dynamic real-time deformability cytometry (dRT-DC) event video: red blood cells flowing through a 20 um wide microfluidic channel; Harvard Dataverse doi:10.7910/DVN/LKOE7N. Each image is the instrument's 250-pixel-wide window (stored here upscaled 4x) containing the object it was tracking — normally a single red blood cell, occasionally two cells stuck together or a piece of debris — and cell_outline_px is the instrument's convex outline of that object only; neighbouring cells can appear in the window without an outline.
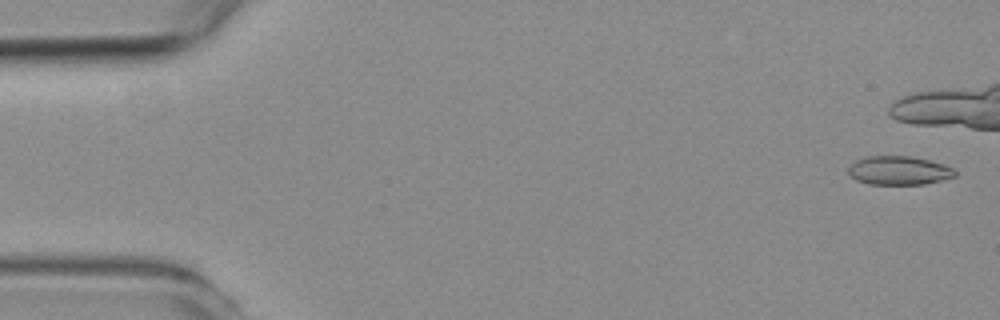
{"species": "common noctule bat (a hibernating species)", "species_latin": "Nyctalus noctula", "temperature_condition": "room temperature", "stored_images_in_passage": 10, "camera_frame_rate_fps": 3000, "um_per_image_px": 0.085, "animal": {"sex": "female", "body_mass_g": 19.3, "forearm_length_mm": 54.1}, "frame": {"image": 1, "passage_image": 2, "time_ms": 0.333, "image_size_px": [1000, 320], "cell_outline_px": [[956, 176], [924, 184], [868, 184], [856, 180], [848, 176], [848, 168], [856, 160], [864, 156], [912, 156], [944, 164], [952, 168], [956, 172]], "centroid_in_image_um": [76.37, 14.49], "position_along_channel_um": 8.6, "area_um2": 17.92}}